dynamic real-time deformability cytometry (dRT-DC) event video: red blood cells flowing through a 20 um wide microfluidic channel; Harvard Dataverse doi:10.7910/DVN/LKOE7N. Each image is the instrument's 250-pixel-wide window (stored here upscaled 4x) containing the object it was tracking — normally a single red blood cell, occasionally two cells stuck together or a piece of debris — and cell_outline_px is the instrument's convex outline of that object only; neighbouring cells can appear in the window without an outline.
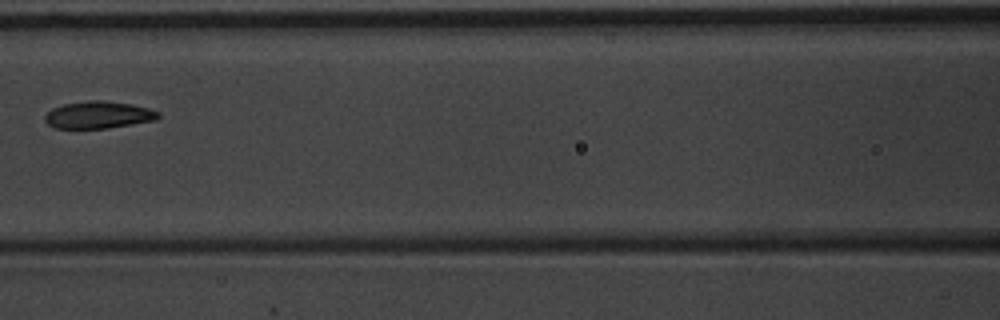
{"species": "common noctule bat (a hibernating species)", "species_latin": "Nyctalus noctula", "temperature_condition": "warm", "stored_images_in_passage": 9, "camera_frame_rate_fps": 3000, "um_per_image_px": 0.085, "animal": {"sex": "male", "body_mass_g": 20.1, "forearm_length_mm": 53.5}, "frame": {"image": 1, "passage_image": 8, "time_ms": 2.333, "image_size_px": [1000, 320], "cell_outline_px": [[160, 116], [156, 120], [108, 128], [52, 128], [44, 120], [44, 116], [52, 108], [64, 104], [88, 100], [104, 100], [132, 104], [148, 108], [160, 112]], "centroid_in_image_um": [8.36, 9.76], "position_along_channel_um": 158.2, "area_um2": 18.03}}
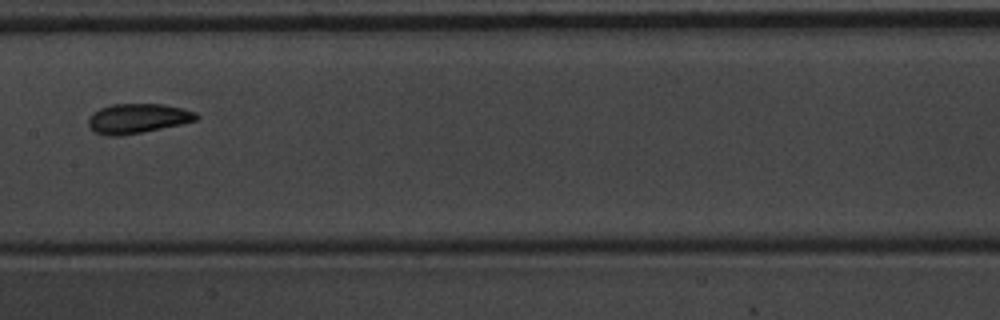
{"frame": {"image": 2, "passage_image": 9, "time_ms": 2.667, "image_size_px": [1000, 320], "cell_outline_px": [[200, 116], [196, 120], [180, 124], [144, 132], [120, 136], [108, 136], [96, 132], [88, 124], [88, 120], [92, 112], [100, 108], [112, 104], [164, 104], [196, 112]], "centroid_in_image_um": [11.69, 10.07], "position_along_channel_um": 195.7, "area_um2": 18.61}}